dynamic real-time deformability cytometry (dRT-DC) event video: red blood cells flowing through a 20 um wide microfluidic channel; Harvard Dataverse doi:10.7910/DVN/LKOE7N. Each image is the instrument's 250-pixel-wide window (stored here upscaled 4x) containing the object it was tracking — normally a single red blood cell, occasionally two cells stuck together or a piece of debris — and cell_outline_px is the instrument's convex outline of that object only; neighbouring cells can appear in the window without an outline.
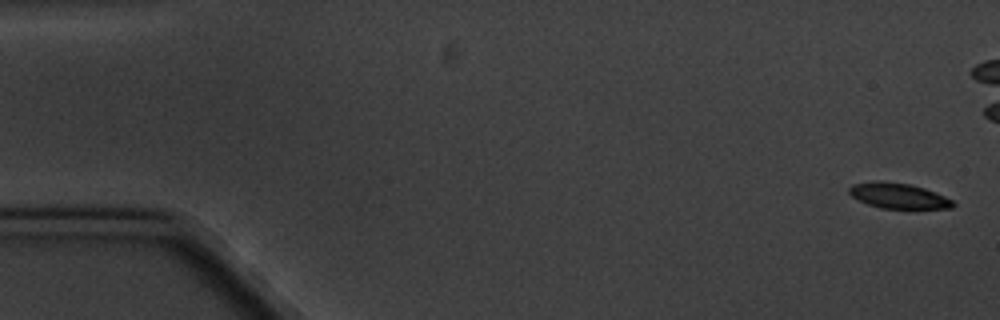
{"species": "common noctule bat (a hibernating species)", "species_latin": "Nyctalus noctula", "temperature_condition": "cold", "stored_images_in_passage": 7, "camera_frame_rate_fps": 3000, "um_per_image_px": 0.085, "animal": {"sex": "male", "body_mass_g": 20.1, "forearm_length_mm": 53.5}, "frame": {"image": 1, "passage_image": 1, "time_ms": 0.0, "image_size_px": [1000, 320], "cell_outline_px": [[956, 204], [952, 208], [880, 208], [868, 204], [852, 196], [848, 192], [848, 188], [852, 184], [872, 180], [880, 180], [908, 184], [924, 188], [936, 192], [952, 200]], "centroid_in_image_um": [76.33, 16.62], "position_along_channel_um": 8.7, "area_um2": 15.37}}